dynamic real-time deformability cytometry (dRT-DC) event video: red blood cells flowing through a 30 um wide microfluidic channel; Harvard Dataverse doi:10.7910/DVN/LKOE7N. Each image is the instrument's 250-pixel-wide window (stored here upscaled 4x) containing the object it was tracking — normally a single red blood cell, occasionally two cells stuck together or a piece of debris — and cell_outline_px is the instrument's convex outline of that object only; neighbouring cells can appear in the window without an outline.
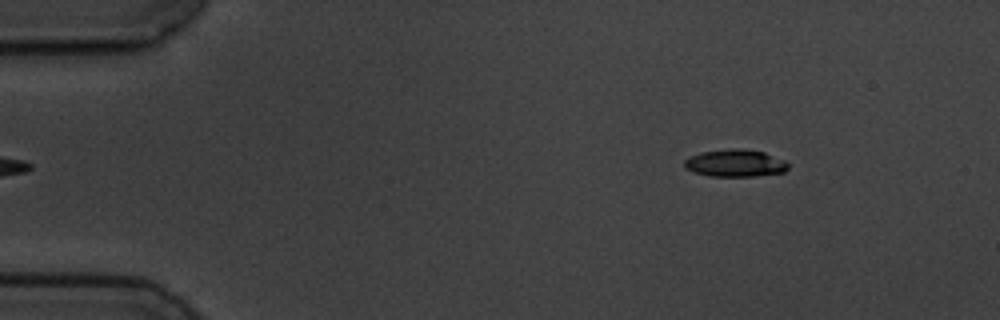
{"species": "common noctule bat (a hibernating species)", "species_latin": "Nyctalus noctula", "temperature_condition": "cold", "stored_images_in_passage": 4, "segment_of_instrument_passage": [2, 2], "camera_frame_rate_fps": 3000, "um_per_image_px": 0.085, "animal": {"sex": "male", "body_mass_g": 19.5, "forearm_length_mm": 54.6}, "frame": {"image": 1, "passage_image": 4, "time_ms": 4.667, "image_size_px": [1000, 320], "cell_outline_px": [[788, 168], [784, 172], [756, 176], [708, 176], [692, 172], [684, 168], [684, 160], [692, 156], [704, 152], [736, 148], [744, 148], [764, 152], [784, 160], [788, 164]], "centroid_in_image_um": [62.49, 13.88], "position_along_channel_um": 22.5, "area_um2": 16.47}}